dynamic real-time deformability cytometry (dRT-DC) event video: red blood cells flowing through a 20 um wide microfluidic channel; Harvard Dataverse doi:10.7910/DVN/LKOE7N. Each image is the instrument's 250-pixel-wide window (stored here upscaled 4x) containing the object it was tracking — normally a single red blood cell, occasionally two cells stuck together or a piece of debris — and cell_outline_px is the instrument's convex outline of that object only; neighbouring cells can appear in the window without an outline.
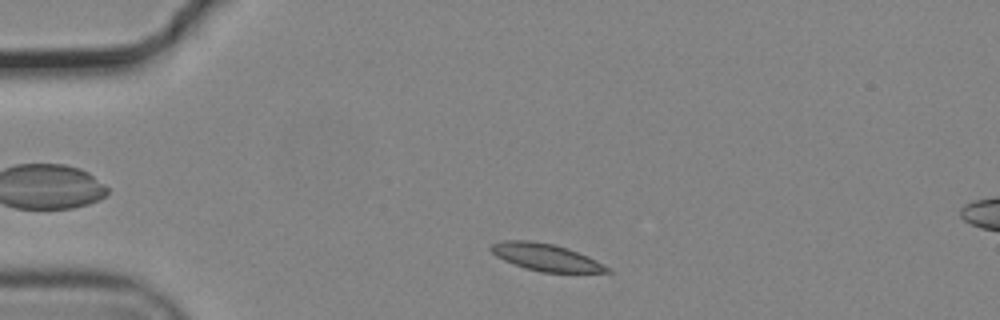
{"species": "common noctule bat (a hibernating species)", "species_latin": "Nyctalus noctula", "temperature_condition": "cold", "stored_images_in_passage": 42, "camera_frame_rate_fps": 3000, "um_per_image_px": 0.085, "animal": {"sex": "male", "body_mass_g": 19.2, "forearm_length_mm": 51.8}, "frame": {"image": 1, "passage_image": 4, "time_ms": 1.0, "image_size_px": [1000, 320], "cell_outline_px": [[612, 272], [540, 272], [524, 268], [504, 260], [496, 256], [488, 248], [492, 244], [504, 240], [528, 240], [552, 244], [568, 248], [588, 256], [612, 268]], "centroid_in_image_um": [46.4, 21.87], "position_along_channel_um": 38.6, "area_um2": 18.38}}
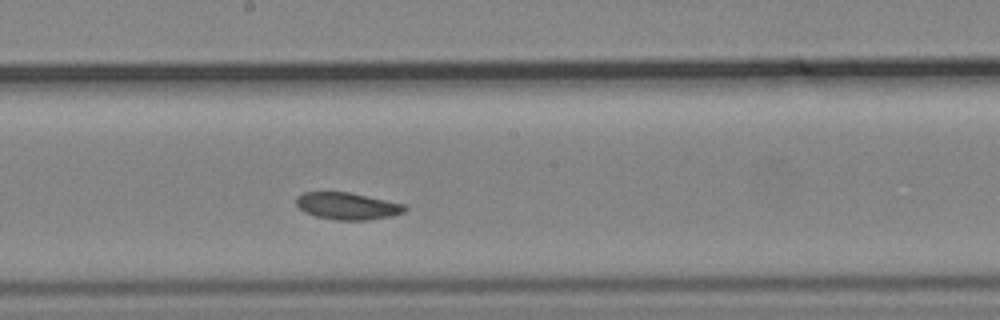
{"frame": {"image": 2, "passage_image": 22, "time_ms": 7.0, "image_size_px": [1000, 320], "cell_outline_px": [[408, 208], [404, 212], [392, 216], [368, 220], [336, 220], [316, 216], [304, 212], [296, 204], [296, 196], [304, 192], [348, 192], [404, 204]], "centroid_in_image_um": [29.52, 17.52], "position_along_channel_um": 218.7, "area_um2": 17.05}}
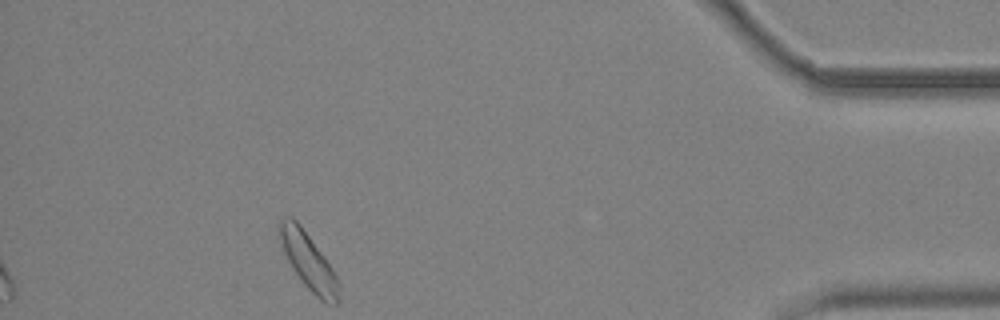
{"frame": {"image": 3, "passage_image": 42, "time_ms": 13.667, "image_size_px": [1000, 320], "cell_outline_px": [[340, 300], [336, 304], [324, 304], [300, 280], [292, 268], [284, 252], [280, 240], [276, 224], [280, 220], [288, 216], [292, 216], [300, 224], [332, 268], [336, 276], [340, 288]], "centroid_in_image_um": [26.21, 22.22], "position_along_channel_um": 409.0, "area_um2": 19.54}, "authors_computed_cell_mechanics": {"area_um2": 17.8602, "velocity_mm_per_s": 3.6592, "shape_relaxation_time_tau1_ms": 3.3123, "shape_relaxation_time_tau2_ms": null, "deformation_change_tau1": 0.0811, "deformation_change_tau2": null}}